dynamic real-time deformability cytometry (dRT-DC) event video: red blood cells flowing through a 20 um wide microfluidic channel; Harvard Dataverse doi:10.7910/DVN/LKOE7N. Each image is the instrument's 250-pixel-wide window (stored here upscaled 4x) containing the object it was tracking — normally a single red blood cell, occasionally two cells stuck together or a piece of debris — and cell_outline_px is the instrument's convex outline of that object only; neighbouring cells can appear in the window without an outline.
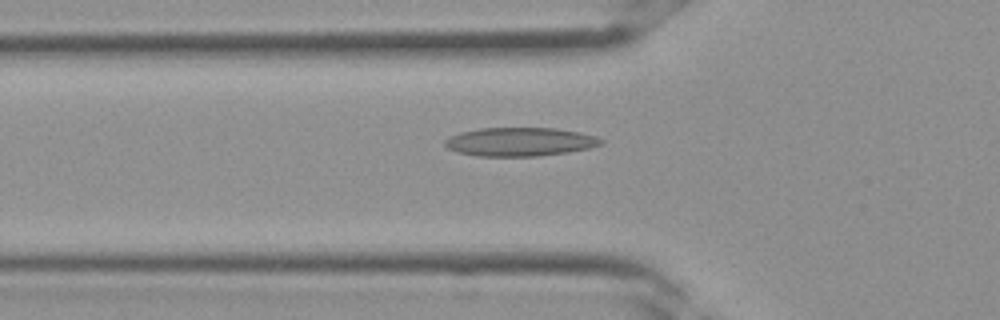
{"species": "Egyptian fruit bat (a non-hibernating species)", "species_latin": "Rousettus aegyptiacus", "temperature_condition": "room temperature", "stored_images_in_passage": 28, "camera_frame_rate_fps": 3000, "um_per_image_px": 0.085, "frame": {"image": 1, "passage_image": 5, "time_ms": 1.333, "image_size_px": [1000, 320], "cell_outline_px": [[604, 140], [600, 144], [588, 148], [568, 152], [540, 156], [476, 156], [456, 152], [448, 148], [444, 144], [444, 140], [448, 136], [460, 132], [480, 128], [556, 128], [580, 132], [596, 136]], "centroid_in_image_um": [44.15, 12.05], "position_along_channel_um": 81.6, "area_um2": 26.18}}
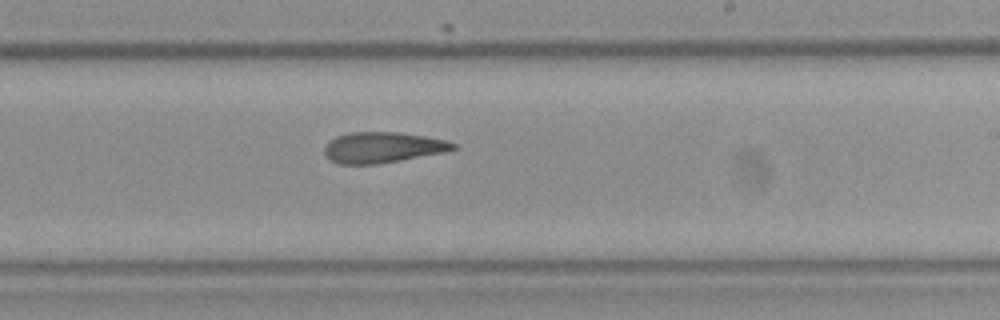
{"frame": {"image": 2, "passage_image": 14, "time_ms": 4.333, "image_size_px": [1000, 320], "cell_outline_px": [[456, 148], [444, 152], [380, 164], [336, 164], [328, 160], [324, 152], [324, 148], [336, 136], [348, 132], [400, 132], [448, 140], [456, 144]], "centroid_in_image_um": [32.51, 12.54], "position_along_channel_um": 256.5, "area_um2": 23.18}}
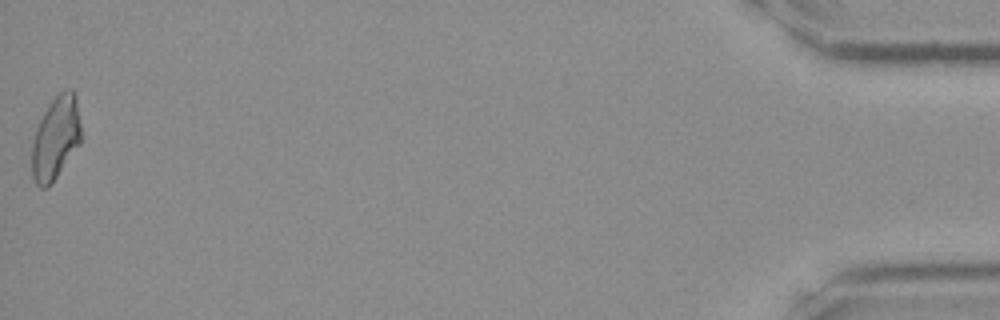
{"frame": {"image": 3, "passage_image": 28, "time_ms": 9.0, "image_size_px": [1000, 320], "cell_outline_px": [[80, 144], [52, 184], [48, 188], [40, 188], [36, 184], [32, 176], [32, 140], [36, 128], [44, 112], [52, 100], [60, 92], [68, 88], [72, 88], [76, 92], [80, 124]], "centroid_in_image_um": [4.73, 11.75], "position_along_channel_um": 430.5, "area_um2": 24.04}}